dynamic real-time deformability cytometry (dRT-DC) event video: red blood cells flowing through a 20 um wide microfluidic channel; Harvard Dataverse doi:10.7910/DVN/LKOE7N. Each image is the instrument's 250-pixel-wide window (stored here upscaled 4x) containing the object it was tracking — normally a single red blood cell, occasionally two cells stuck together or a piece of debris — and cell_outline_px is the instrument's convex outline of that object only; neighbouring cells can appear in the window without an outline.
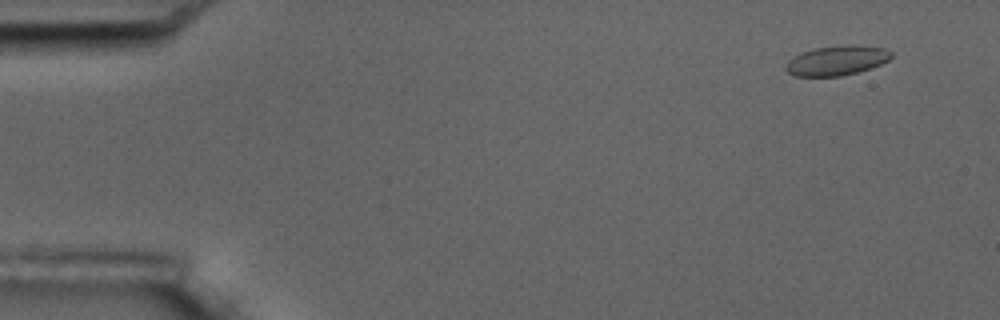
{"species": "common noctule bat (a hibernating species)", "species_latin": "Nyctalus noctula", "temperature_condition": "room temperature", "stored_images_in_passage": 5, "camera_frame_rate_fps": 3000, "um_per_image_px": 0.085, "animal": {"sex": "male", "body_mass_g": 17.5, "forearm_length_mm": 52.3}, "frame": {"image": 1, "passage_image": 1, "time_ms": 0.0, "image_size_px": [1000, 320], "cell_outline_px": [[892, 56], [888, 60], [872, 68], [840, 76], [796, 76], [788, 72], [784, 68], [784, 64], [788, 60], [800, 52], [816, 48], [852, 44], [884, 48], [892, 52]], "centroid_in_image_um": [71.1, 5.14], "position_along_channel_um": 13.9, "area_um2": 18.26}}
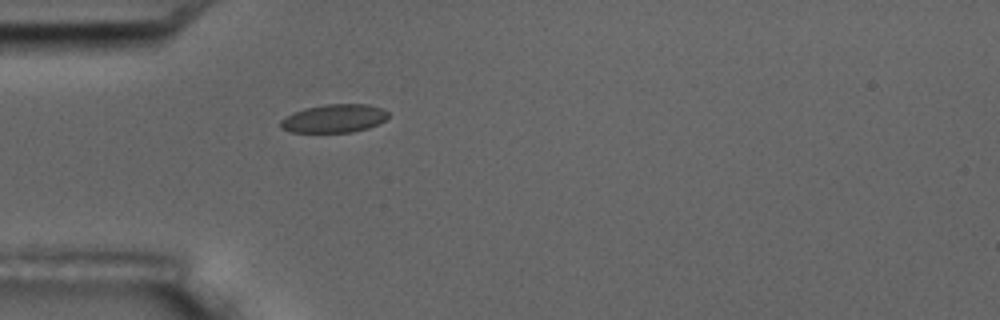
{"frame": {"image": 2, "passage_image": 5, "time_ms": 4.333, "image_size_px": [1000, 320], "cell_outline_px": [[388, 116], [384, 120], [368, 128], [352, 132], [292, 132], [280, 128], [280, 120], [284, 116], [304, 108], [324, 104], [368, 104], [380, 108], [388, 112]], "centroid_in_image_um": [28.35, 10.06], "position_along_channel_um": 56.6, "area_um2": 17.74}}